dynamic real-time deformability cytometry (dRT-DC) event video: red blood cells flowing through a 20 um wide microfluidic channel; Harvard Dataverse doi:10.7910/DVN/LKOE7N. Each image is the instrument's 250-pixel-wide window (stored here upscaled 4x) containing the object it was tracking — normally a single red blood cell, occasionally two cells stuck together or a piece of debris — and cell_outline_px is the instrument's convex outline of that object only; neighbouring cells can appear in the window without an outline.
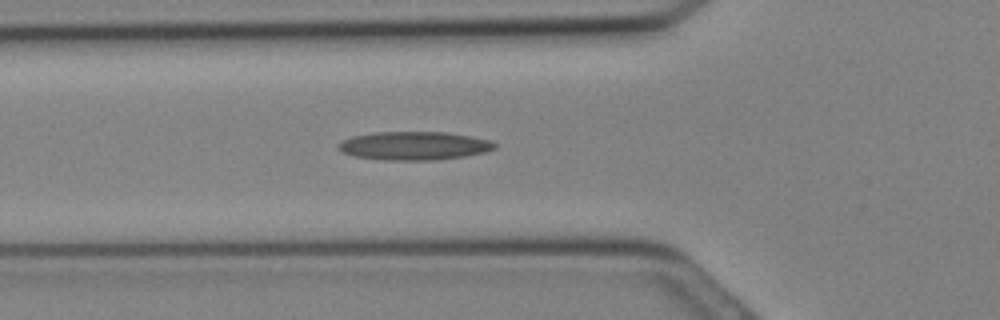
{"species": "Egyptian fruit bat (a non-hibernating species)", "species_latin": "Rousettus aegyptiacus", "temperature_condition": "cold", "stored_images_in_passage": 22, "camera_frame_rate_fps": 3000, "um_per_image_px": 0.085, "animal": {"sex": "female"}, "frame": {"image": 1, "passage_image": 5, "time_ms": 1.333, "image_size_px": [1000, 320], "cell_outline_px": [[496, 148], [488, 152], [464, 156], [432, 160], [384, 160], [356, 156], [344, 152], [336, 148], [336, 144], [352, 136], [376, 132], [444, 132], [492, 140], [496, 144]], "centroid_in_image_um": [35.21, 12.39], "position_along_channel_um": 90.6, "area_um2": 25.84}}
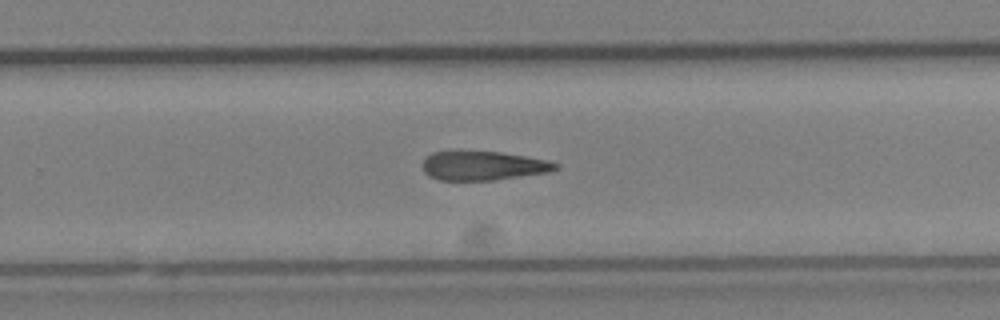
{"frame": {"image": 2, "passage_image": 14, "time_ms": 4.333, "image_size_px": [1000, 320], "cell_outline_px": [[560, 168], [548, 172], [496, 180], [440, 180], [428, 176], [424, 172], [424, 160], [432, 152], [500, 152], [548, 160], [560, 164]], "centroid_in_image_um": [41.12, 14.1], "position_along_channel_um": 288.7, "area_um2": 22.31}}
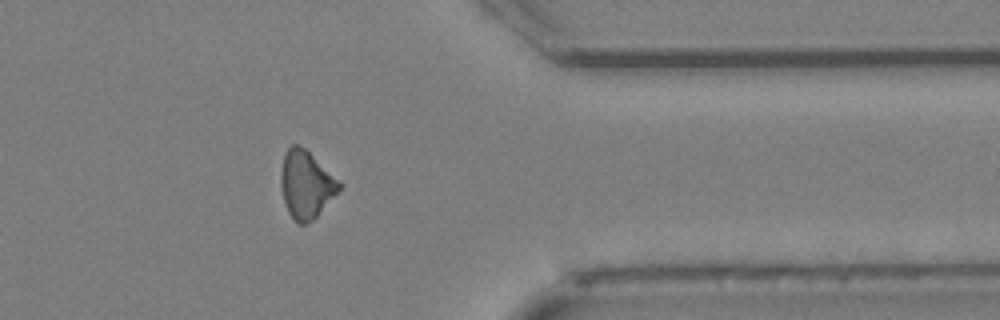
{"frame": {"image": 3, "passage_image": 19, "time_ms": 6.0, "image_size_px": [1000, 320], "cell_outline_px": [[344, 184], [316, 216], [308, 224], [296, 224], [288, 212], [284, 200], [280, 184], [280, 172], [284, 152], [292, 144], [300, 144]], "centroid_in_image_um": [25.99, 15.67], "position_along_channel_um": 385.4, "area_um2": 23.0}}